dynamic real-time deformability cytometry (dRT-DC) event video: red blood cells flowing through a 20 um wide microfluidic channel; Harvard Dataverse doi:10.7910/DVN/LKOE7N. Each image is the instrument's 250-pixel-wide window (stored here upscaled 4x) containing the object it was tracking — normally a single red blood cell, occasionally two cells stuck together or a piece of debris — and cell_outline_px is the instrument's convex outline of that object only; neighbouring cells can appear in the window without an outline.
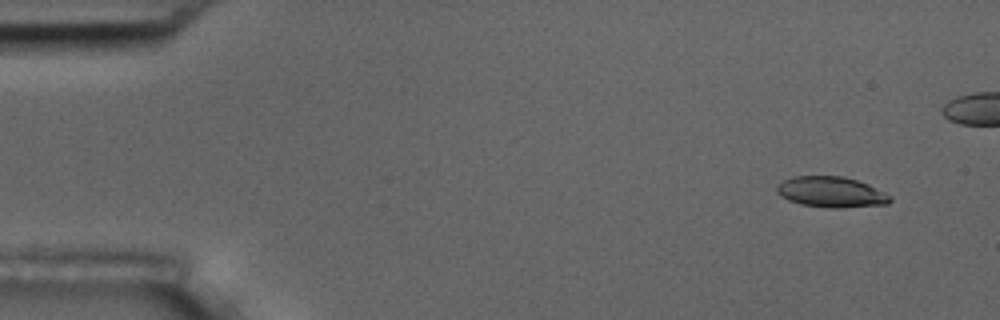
{"species": "common noctule bat (a hibernating species)", "species_latin": "Nyctalus noctula", "temperature_condition": "room temperature", "stored_images_in_passage": 6, "camera_frame_rate_fps": 3000, "um_per_image_px": 0.085, "animal": {"sex": "male", "body_mass_g": 17.5, "forearm_length_mm": 52.3}, "frame": {"image": 1, "passage_image": 1, "time_ms": 0.0, "image_size_px": [1000, 320], "cell_outline_px": [[892, 200], [888, 204], [840, 208], [832, 208], [800, 204], [788, 200], [780, 196], [776, 192], [776, 184], [784, 180], [796, 176], [844, 176], [868, 184], [892, 196]], "centroid_in_image_um": [70.64, 16.33], "position_along_channel_um": 14.4, "area_um2": 20.35}}